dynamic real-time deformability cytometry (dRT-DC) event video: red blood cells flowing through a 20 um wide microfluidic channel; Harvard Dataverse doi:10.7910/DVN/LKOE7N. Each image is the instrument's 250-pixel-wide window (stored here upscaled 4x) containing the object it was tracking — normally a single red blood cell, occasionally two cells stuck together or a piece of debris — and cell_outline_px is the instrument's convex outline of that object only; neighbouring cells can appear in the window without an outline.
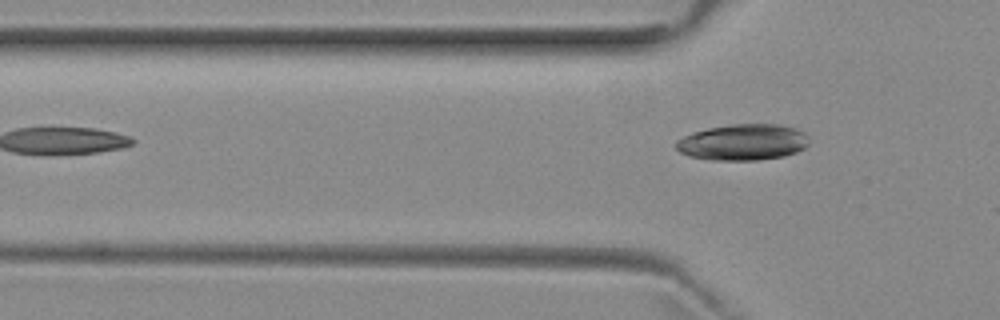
{"species": "common noctule bat (a hibernating species)", "species_latin": "Nyctalus noctula", "temperature_condition": "room temperature", "stored_images_in_passage": 3, "camera_frame_rate_fps": 3000, "um_per_image_px": 0.085, "animal": {"sex": "female", "body_mass_g": 29.2, "forearm_length_mm": 56.3}, "frame": {"image": 1, "passage_image": 3, "time_ms": 2.333, "image_size_px": [1000, 320], "cell_outline_px": [[808, 144], [804, 148], [796, 152], [784, 156], [756, 160], [712, 160], [688, 156], [680, 152], [676, 148], [676, 140], [692, 132], [708, 128], [732, 124], [780, 124], [796, 128], [804, 132], [808, 136]], "centroid_in_image_um": [63.15, 12.08], "position_along_channel_um": 62.6, "area_um2": 28.15}}